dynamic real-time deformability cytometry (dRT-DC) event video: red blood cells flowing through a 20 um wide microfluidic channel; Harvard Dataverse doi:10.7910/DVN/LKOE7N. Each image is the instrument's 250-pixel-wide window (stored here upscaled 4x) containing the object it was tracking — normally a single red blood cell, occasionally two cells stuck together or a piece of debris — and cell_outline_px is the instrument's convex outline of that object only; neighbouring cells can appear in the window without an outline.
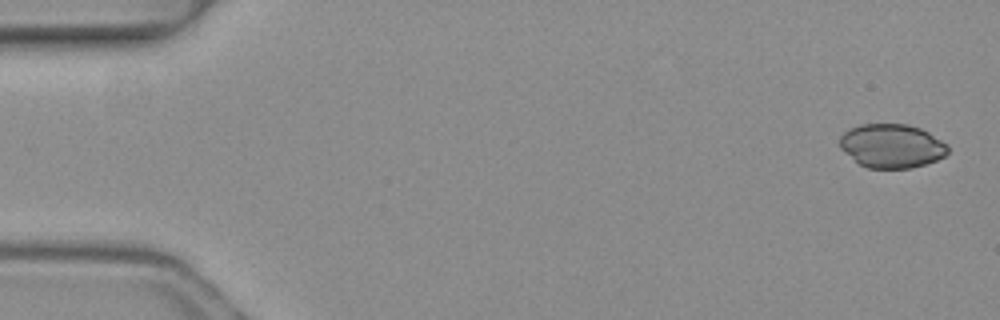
{"species": "common noctule bat (a hibernating species)", "species_latin": "Nyctalus noctula", "temperature_condition": "warm", "stored_images_in_passage": 5, "camera_frame_rate_fps": 3000, "um_per_image_px": 0.085, "animal": {"sex": "female", "body_mass_g": 19.3, "forearm_length_mm": 54.1}, "frame": {"image": 1, "passage_image": 1, "time_ms": 0.0, "image_size_px": [1000, 320], "cell_outline_px": [[948, 152], [944, 156], [936, 160], [912, 168], [868, 168], [860, 164], [844, 152], [840, 148], [840, 136], [848, 128], [860, 124], [908, 124], [920, 128], [928, 132], [948, 144]], "centroid_in_image_um": [75.79, 12.39], "position_along_channel_um": 9.2, "area_um2": 27.69}}